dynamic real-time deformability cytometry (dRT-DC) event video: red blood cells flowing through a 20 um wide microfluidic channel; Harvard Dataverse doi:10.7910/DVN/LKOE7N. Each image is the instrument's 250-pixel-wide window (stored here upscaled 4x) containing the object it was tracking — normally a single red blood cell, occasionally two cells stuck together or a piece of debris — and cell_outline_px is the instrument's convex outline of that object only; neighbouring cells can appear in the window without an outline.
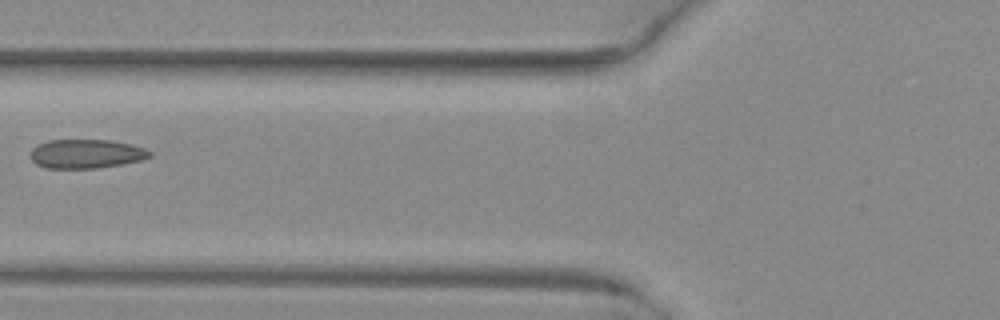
{"species": "common noctule bat (a hibernating species)", "species_latin": "Nyctalus noctula", "temperature_condition": "warm", "stored_images_in_passage": 4, "camera_frame_rate_fps": 3000, "um_per_image_px": 0.085, "animal": {"sex": "female", "body_mass_g": 29.2, "forearm_length_mm": 56.3}, "frame": {"image": 1, "passage_image": 3, "time_ms": 0.667, "image_size_px": [1000, 320], "cell_outline_px": [[152, 156], [144, 160], [96, 168], [44, 168], [36, 164], [28, 156], [32, 148], [36, 144], [48, 140], [112, 140], [132, 144], [144, 148], [152, 152]], "centroid_in_image_um": [7.3, 13.07], "position_along_channel_um": 118.5, "area_um2": 20.46}}
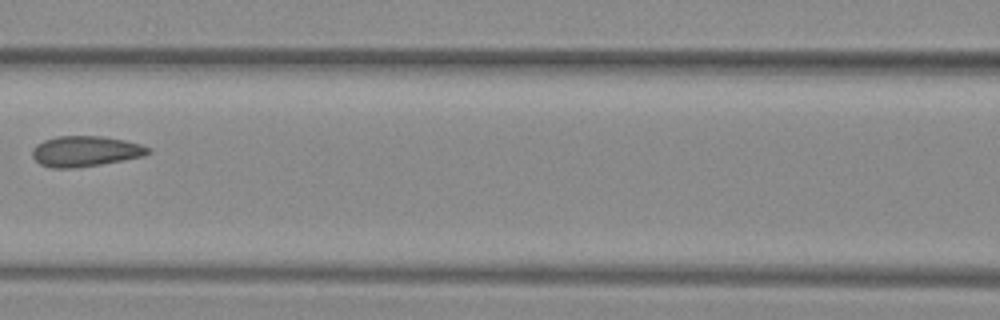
{"frame": {"image": 2, "passage_image": 4, "time_ms": 1.0, "image_size_px": [1000, 320], "cell_outline_px": [[152, 152], [144, 156], [100, 164], [76, 168], [52, 168], [40, 164], [32, 156], [32, 148], [36, 144], [44, 140], [56, 136], [100, 136], [124, 140], [140, 144], [152, 148]], "centroid_in_image_um": [7.25, 12.85], "position_along_channel_um": 159.3, "area_um2": 20.69}}